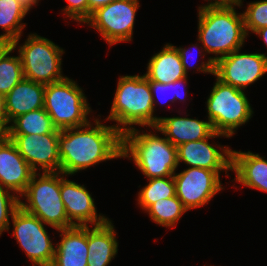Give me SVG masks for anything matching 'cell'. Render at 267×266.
Masks as SVG:
<instances>
[{"label":"cell","instance_id":"cell-1","mask_svg":"<svg viewBox=\"0 0 267 266\" xmlns=\"http://www.w3.org/2000/svg\"><path fill=\"white\" fill-rule=\"evenodd\" d=\"M101 117L96 115L83 126L60 130V172L74 176L102 162L121 159L122 134Z\"/></svg>","mask_w":267,"mask_h":266},{"label":"cell","instance_id":"cell-2","mask_svg":"<svg viewBox=\"0 0 267 266\" xmlns=\"http://www.w3.org/2000/svg\"><path fill=\"white\" fill-rule=\"evenodd\" d=\"M244 0L234 4L207 5L197 8V38L207 56L215 64L233 51L242 49L248 38L243 14ZM213 55V56H209Z\"/></svg>","mask_w":267,"mask_h":266},{"label":"cell","instance_id":"cell-3","mask_svg":"<svg viewBox=\"0 0 267 266\" xmlns=\"http://www.w3.org/2000/svg\"><path fill=\"white\" fill-rule=\"evenodd\" d=\"M116 83L110 112L104 120L114 122L112 126L121 134L136 127L156 126L160 116L155 114L151 87L144 74L119 75Z\"/></svg>","mask_w":267,"mask_h":266},{"label":"cell","instance_id":"cell-4","mask_svg":"<svg viewBox=\"0 0 267 266\" xmlns=\"http://www.w3.org/2000/svg\"><path fill=\"white\" fill-rule=\"evenodd\" d=\"M124 158L133 161L146 179L173 176L179 168L177 147L156 126L123 133L121 159Z\"/></svg>","mask_w":267,"mask_h":266},{"label":"cell","instance_id":"cell-5","mask_svg":"<svg viewBox=\"0 0 267 266\" xmlns=\"http://www.w3.org/2000/svg\"><path fill=\"white\" fill-rule=\"evenodd\" d=\"M20 207L38 217L54 230L74 226L67 217L60 195V171L34 173L24 193L19 197Z\"/></svg>","mask_w":267,"mask_h":266},{"label":"cell","instance_id":"cell-6","mask_svg":"<svg viewBox=\"0 0 267 266\" xmlns=\"http://www.w3.org/2000/svg\"><path fill=\"white\" fill-rule=\"evenodd\" d=\"M213 87L206 98V117L213 130L232 138L237 130L254 116V108L246 91L223 83L216 76Z\"/></svg>","mask_w":267,"mask_h":266},{"label":"cell","instance_id":"cell-7","mask_svg":"<svg viewBox=\"0 0 267 266\" xmlns=\"http://www.w3.org/2000/svg\"><path fill=\"white\" fill-rule=\"evenodd\" d=\"M83 89L77 81L68 76L61 81L45 85L43 108L56 129L83 126L94 118L95 113Z\"/></svg>","mask_w":267,"mask_h":266},{"label":"cell","instance_id":"cell-8","mask_svg":"<svg viewBox=\"0 0 267 266\" xmlns=\"http://www.w3.org/2000/svg\"><path fill=\"white\" fill-rule=\"evenodd\" d=\"M23 36L11 45L21 58L25 79L46 85L67 77L62 70L64 48L35 32L28 34L21 45Z\"/></svg>","mask_w":267,"mask_h":266},{"label":"cell","instance_id":"cell-9","mask_svg":"<svg viewBox=\"0 0 267 266\" xmlns=\"http://www.w3.org/2000/svg\"><path fill=\"white\" fill-rule=\"evenodd\" d=\"M140 0H114L92 12L84 25L94 29L109 46L133 41Z\"/></svg>","mask_w":267,"mask_h":266},{"label":"cell","instance_id":"cell-10","mask_svg":"<svg viewBox=\"0 0 267 266\" xmlns=\"http://www.w3.org/2000/svg\"><path fill=\"white\" fill-rule=\"evenodd\" d=\"M12 225V228H11ZM45 223L19 207L13 214L8 232L24 251L32 266H51L56 243L48 234Z\"/></svg>","mask_w":267,"mask_h":266},{"label":"cell","instance_id":"cell-11","mask_svg":"<svg viewBox=\"0 0 267 266\" xmlns=\"http://www.w3.org/2000/svg\"><path fill=\"white\" fill-rule=\"evenodd\" d=\"M231 177L229 171H213L198 167H185L179 173L175 172V191L177 198L188 210L206 206L221 191L225 185L221 181V173Z\"/></svg>","mask_w":267,"mask_h":266},{"label":"cell","instance_id":"cell-12","mask_svg":"<svg viewBox=\"0 0 267 266\" xmlns=\"http://www.w3.org/2000/svg\"><path fill=\"white\" fill-rule=\"evenodd\" d=\"M242 49L220 58L214 64V76L223 83L246 91L267 74V52H241Z\"/></svg>","mask_w":267,"mask_h":266},{"label":"cell","instance_id":"cell-13","mask_svg":"<svg viewBox=\"0 0 267 266\" xmlns=\"http://www.w3.org/2000/svg\"><path fill=\"white\" fill-rule=\"evenodd\" d=\"M223 137L229 139L228 136L214 131L205 139L177 146L178 166L185 164L187 167L213 171H231L232 148L229 145H221L219 141H213L214 138Z\"/></svg>","mask_w":267,"mask_h":266},{"label":"cell","instance_id":"cell-14","mask_svg":"<svg viewBox=\"0 0 267 266\" xmlns=\"http://www.w3.org/2000/svg\"><path fill=\"white\" fill-rule=\"evenodd\" d=\"M59 132L47 134H6L35 173L59 172Z\"/></svg>","mask_w":267,"mask_h":266},{"label":"cell","instance_id":"cell-15","mask_svg":"<svg viewBox=\"0 0 267 266\" xmlns=\"http://www.w3.org/2000/svg\"><path fill=\"white\" fill-rule=\"evenodd\" d=\"M60 172V195L68 220L76 226H91L105 223L109 218L97 213L96 202L85 184L68 179Z\"/></svg>","mask_w":267,"mask_h":266},{"label":"cell","instance_id":"cell-16","mask_svg":"<svg viewBox=\"0 0 267 266\" xmlns=\"http://www.w3.org/2000/svg\"><path fill=\"white\" fill-rule=\"evenodd\" d=\"M34 173L16 145L5 136L0 141V186L20 197Z\"/></svg>","mask_w":267,"mask_h":266},{"label":"cell","instance_id":"cell-17","mask_svg":"<svg viewBox=\"0 0 267 266\" xmlns=\"http://www.w3.org/2000/svg\"><path fill=\"white\" fill-rule=\"evenodd\" d=\"M175 112H178L179 115L171 117L160 116L156 125L158 130L174 146L177 147L187 142L205 139L214 132L212 124L207 118L206 120L198 119V117L190 118V114L184 112V110H176Z\"/></svg>","mask_w":267,"mask_h":266},{"label":"cell","instance_id":"cell-18","mask_svg":"<svg viewBox=\"0 0 267 266\" xmlns=\"http://www.w3.org/2000/svg\"><path fill=\"white\" fill-rule=\"evenodd\" d=\"M232 187H246L267 193V160L259 153L232 149ZM239 184L238 186L236 185ZM241 185V186H240Z\"/></svg>","mask_w":267,"mask_h":266},{"label":"cell","instance_id":"cell-19","mask_svg":"<svg viewBox=\"0 0 267 266\" xmlns=\"http://www.w3.org/2000/svg\"><path fill=\"white\" fill-rule=\"evenodd\" d=\"M113 220L87 226V266H109L118 254L119 241Z\"/></svg>","mask_w":267,"mask_h":266},{"label":"cell","instance_id":"cell-20","mask_svg":"<svg viewBox=\"0 0 267 266\" xmlns=\"http://www.w3.org/2000/svg\"><path fill=\"white\" fill-rule=\"evenodd\" d=\"M60 240L51 266H87V226H72L56 231Z\"/></svg>","mask_w":267,"mask_h":266},{"label":"cell","instance_id":"cell-21","mask_svg":"<svg viewBox=\"0 0 267 266\" xmlns=\"http://www.w3.org/2000/svg\"><path fill=\"white\" fill-rule=\"evenodd\" d=\"M45 85L23 79L4 96L6 130L18 116L44 107Z\"/></svg>","mask_w":267,"mask_h":266},{"label":"cell","instance_id":"cell-22","mask_svg":"<svg viewBox=\"0 0 267 266\" xmlns=\"http://www.w3.org/2000/svg\"><path fill=\"white\" fill-rule=\"evenodd\" d=\"M144 76L149 81L167 84L187 77L179 53L172 43H166L150 57Z\"/></svg>","mask_w":267,"mask_h":266},{"label":"cell","instance_id":"cell-23","mask_svg":"<svg viewBox=\"0 0 267 266\" xmlns=\"http://www.w3.org/2000/svg\"><path fill=\"white\" fill-rule=\"evenodd\" d=\"M30 12L16 0H0V34L1 39L11 44L21 37L27 24L24 23L26 15Z\"/></svg>","mask_w":267,"mask_h":266},{"label":"cell","instance_id":"cell-24","mask_svg":"<svg viewBox=\"0 0 267 266\" xmlns=\"http://www.w3.org/2000/svg\"><path fill=\"white\" fill-rule=\"evenodd\" d=\"M54 127L51 117L44 108L27 112L16 117L6 130V134H47L52 133Z\"/></svg>","mask_w":267,"mask_h":266},{"label":"cell","instance_id":"cell-25","mask_svg":"<svg viewBox=\"0 0 267 266\" xmlns=\"http://www.w3.org/2000/svg\"><path fill=\"white\" fill-rule=\"evenodd\" d=\"M187 212L188 210L175 195L156 201L143 213H147L150 220L156 225L173 229Z\"/></svg>","mask_w":267,"mask_h":266},{"label":"cell","instance_id":"cell-26","mask_svg":"<svg viewBox=\"0 0 267 266\" xmlns=\"http://www.w3.org/2000/svg\"><path fill=\"white\" fill-rule=\"evenodd\" d=\"M148 183L141 187L136 198L137 207L146 211L152 204L160 199L170 198L176 195L173 176L146 179Z\"/></svg>","mask_w":267,"mask_h":266},{"label":"cell","instance_id":"cell-27","mask_svg":"<svg viewBox=\"0 0 267 266\" xmlns=\"http://www.w3.org/2000/svg\"><path fill=\"white\" fill-rule=\"evenodd\" d=\"M188 82V76L175 82H169L167 84L149 81L155 114L156 111L159 110L157 109V106L159 104V107H163L165 104H167L168 106L170 105L169 107H171V104H175V102H178V104H180L181 102H183V104L186 103V101L188 100L187 97H189Z\"/></svg>","mask_w":267,"mask_h":266},{"label":"cell","instance_id":"cell-28","mask_svg":"<svg viewBox=\"0 0 267 266\" xmlns=\"http://www.w3.org/2000/svg\"><path fill=\"white\" fill-rule=\"evenodd\" d=\"M16 50L12 45L0 57V94L5 96L24 79L21 58L12 55Z\"/></svg>","mask_w":267,"mask_h":266},{"label":"cell","instance_id":"cell-29","mask_svg":"<svg viewBox=\"0 0 267 266\" xmlns=\"http://www.w3.org/2000/svg\"><path fill=\"white\" fill-rule=\"evenodd\" d=\"M197 41H196V44L190 43L191 44L190 47L189 46L188 47L175 46L178 53H179V56L181 58L184 71L187 74V76L189 75V72L191 71V69L192 70L195 69V70H193V73L198 74V72H199L200 74L202 73V74H209V75L214 76V63L205 53L204 48L201 45L200 41L198 39H197ZM192 49H193V51H192ZM194 51L197 53L195 57L199 60V61H196V63L197 62H200V63L196 64L193 62V64H195V65H192V62H190L192 57H190V56L193 55L192 53H194Z\"/></svg>","mask_w":267,"mask_h":266},{"label":"cell","instance_id":"cell-30","mask_svg":"<svg viewBox=\"0 0 267 266\" xmlns=\"http://www.w3.org/2000/svg\"><path fill=\"white\" fill-rule=\"evenodd\" d=\"M247 36L254 34L260 28L267 26V0L247 2L242 12Z\"/></svg>","mask_w":267,"mask_h":266},{"label":"cell","instance_id":"cell-31","mask_svg":"<svg viewBox=\"0 0 267 266\" xmlns=\"http://www.w3.org/2000/svg\"><path fill=\"white\" fill-rule=\"evenodd\" d=\"M19 207V197L0 186V237L4 232H8L12 216Z\"/></svg>","mask_w":267,"mask_h":266},{"label":"cell","instance_id":"cell-32","mask_svg":"<svg viewBox=\"0 0 267 266\" xmlns=\"http://www.w3.org/2000/svg\"><path fill=\"white\" fill-rule=\"evenodd\" d=\"M67 2L64 8H61L60 13L63 14V20L69 19L71 22L79 23L77 25H84L88 20V0H64Z\"/></svg>","mask_w":267,"mask_h":266},{"label":"cell","instance_id":"cell-33","mask_svg":"<svg viewBox=\"0 0 267 266\" xmlns=\"http://www.w3.org/2000/svg\"><path fill=\"white\" fill-rule=\"evenodd\" d=\"M114 0H88V19L97 8L107 5Z\"/></svg>","mask_w":267,"mask_h":266},{"label":"cell","instance_id":"cell-34","mask_svg":"<svg viewBox=\"0 0 267 266\" xmlns=\"http://www.w3.org/2000/svg\"><path fill=\"white\" fill-rule=\"evenodd\" d=\"M0 127L6 130V115H5V103L4 96L0 94Z\"/></svg>","mask_w":267,"mask_h":266},{"label":"cell","instance_id":"cell-35","mask_svg":"<svg viewBox=\"0 0 267 266\" xmlns=\"http://www.w3.org/2000/svg\"><path fill=\"white\" fill-rule=\"evenodd\" d=\"M22 6H24L29 12L34 9V7L38 6L39 1L41 0H16Z\"/></svg>","mask_w":267,"mask_h":266},{"label":"cell","instance_id":"cell-36","mask_svg":"<svg viewBox=\"0 0 267 266\" xmlns=\"http://www.w3.org/2000/svg\"><path fill=\"white\" fill-rule=\"evenodd\" d=\"M256 34L257 37L261 38L262 41L264 42V45L267 47V26L260 28L257 30L254 35Z\"/></svg>","mask_w":267,"mask_h":266},{"label":"cell","instance_id":"cell-37","mask_svg":"<svg viewBox=\"0 0 267 266\" xmlns=\"http://www.w3.org/2000/svg\"><path fill=\"white\" fill-rule=\"evenodd\" d=\"M207 5H219V4H234L237 3L238 0H204Z\"/></svg>","mask_w":267,"mask_h":266},{"label":"cell","instance_id":"cell-38","mask_svg":"<svg viewBox=\"0 0 267 266\" xmlns=\"http://www.w3.org/2000/svg\"><path fill=\"white\" fill-rule=\"evenodd\" d=\"M11 46V43L5 39L0 38V57Z\"/></svg>","mask_w":267,"mask_h":266},{"label":"cell","instance_id":"cell-39","mask_svg":"<svg viewBox=\"0 0 267 266\" xmlns=\"http://www.w3.org/2000/svg\"><path fill=\"white\" fill-rule=\"evenodd\" d=\"M6 136V130L0 127V141Z\"/></svg>","mask_w":267,"mask_h":266}]
</instances>
